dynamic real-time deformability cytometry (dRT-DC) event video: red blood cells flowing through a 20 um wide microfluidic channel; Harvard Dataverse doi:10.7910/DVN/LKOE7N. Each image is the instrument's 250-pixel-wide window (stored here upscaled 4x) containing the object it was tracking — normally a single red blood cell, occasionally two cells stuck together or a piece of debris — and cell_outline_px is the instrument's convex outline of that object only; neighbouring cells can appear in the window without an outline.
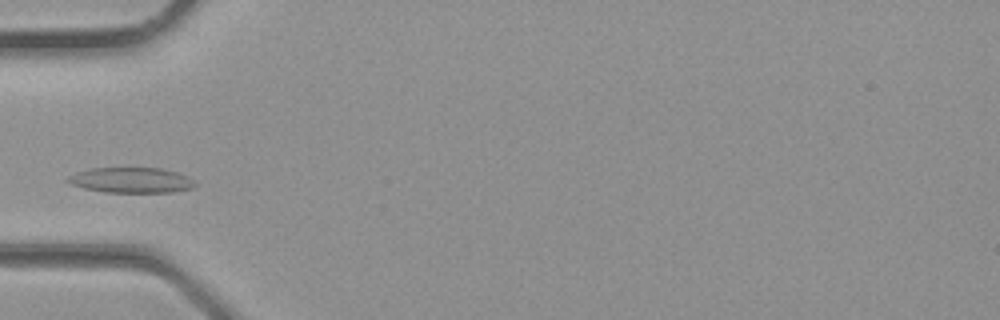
{"species": "common noctule bat (a hibernating species)", "species_latin": "Nyctalus noctula", "temperature_condition": "room temperature", "stored_images_in_passage": 23, "camera_frame_rate_fps": 3000, "um_per_image_px": 0.085, "animal": {"sex": "male", "body_mass_g": 23.1, "forearm_length_mm": 52.7}, "frame": {"image": 1, "passage_image": 6, "time_ms": 1.667, "image_size_px": [1000, 320], "cell_outline_px": [[196, 184], [192, 188], [172, 192], [104, 192], [84, 188], [72, 184], [64, 180], [68, 176], [92, 168], [160, 168], [176, 172], [188, 176]], "centroid_in_image_um": [11.16, 15.31], "position_along_channel_um": 73.8, "area_um2": 18.61}}
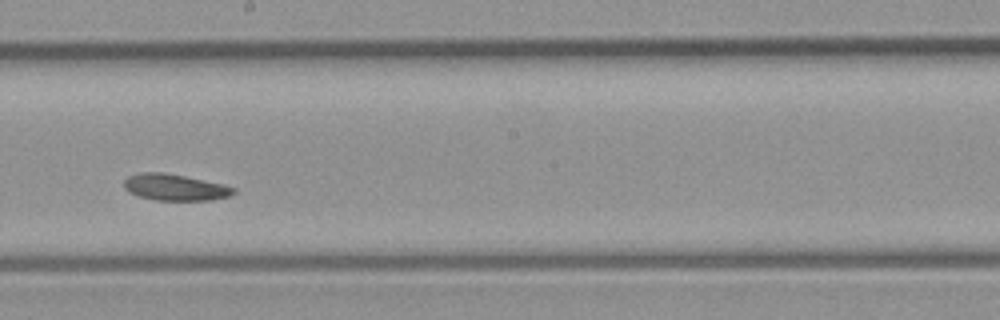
{"frame": {"image": 2, "passage_image": 14, "time_ms": 4.333, "image_size_px": [1000, 320], "cell_outline_px": [[236, 192], [228, 196], [212, 200], [156, 200], [140, 196], [128, 192], [124, 188], [124, 180], [128, 176], [140, 172], [164, 172], [204, 180], [236, 188]], "centroid_in_image_um": [14.84, 15.92], "position_along_channel_um": 233.4, "area_um2": 16.76}}
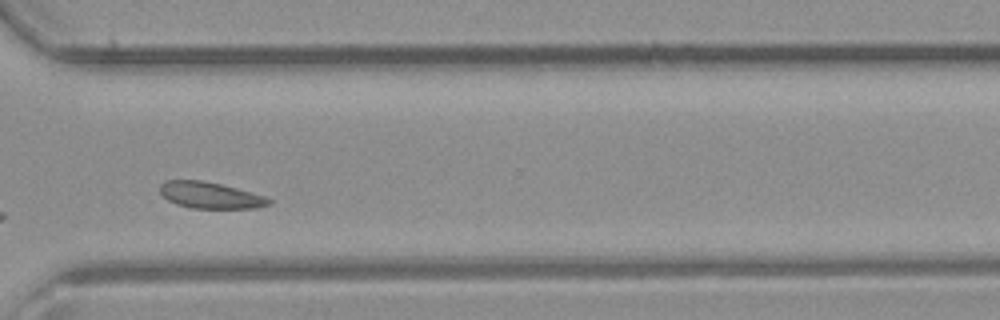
{"frame": {"image": 3, "passage_image": 20, "time_ms": 6.333, "image_size_px": [1000, 320], "cell_outline_px": [[272, 204], [256, 208], [192, 208], [176, 204], [168, 200], [160, 192], [160, 184], [164, 180], [200, 180], [220, 184], [236, 188], [264, 196], [272, 200]], "centroid_in_image_um": [17.86, 16.6], "position_along_channel_um": 352.7, "area_um2": 16.65}}